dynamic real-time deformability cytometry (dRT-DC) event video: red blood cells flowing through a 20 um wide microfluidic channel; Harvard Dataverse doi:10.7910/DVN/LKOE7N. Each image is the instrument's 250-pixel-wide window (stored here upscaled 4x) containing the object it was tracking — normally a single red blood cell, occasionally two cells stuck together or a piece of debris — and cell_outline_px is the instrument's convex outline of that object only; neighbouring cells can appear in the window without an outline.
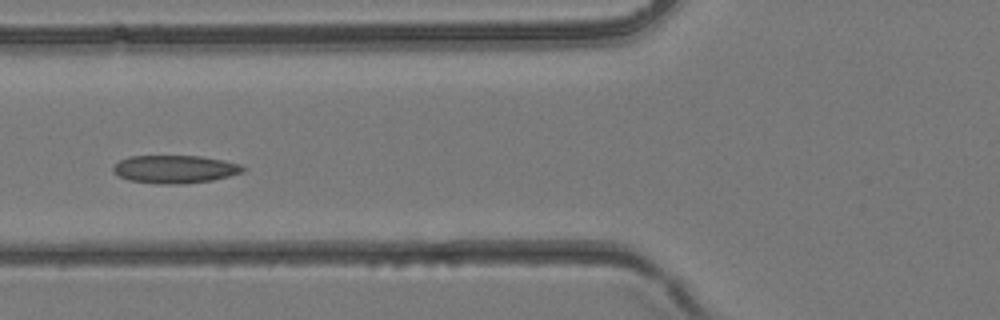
{"species": "common noctule bat (a hibernating species)", "species_latin": "Nyctalus noctula", "temperature_condition": "room temperature", "stored_images_in_passage": 5, "camera_frame_rate_fps": 3000, "um_per_image_px": 0.085, "animal": {"sex": "female", "body_mass_g": 24.6, "forearm_length_mm": 56.2}, "frame": {"image": 1, "passage_image": 4, "time_ms": 1.0, "image_size_px": [1000, 320], "cell_outline_px": [[248, 168], [244, 172], [212, 180], [184, 184], [156, 184], [128, 180], [116, 176], [112, 172], [112, 168], [120, 160], [128, 156], [200, 156], [224, 160], [240, 164]], "centroid_in_image_um": [14.85, 14.39], "position_along_channel_um": 110.9, "area_um2": 21.44}}
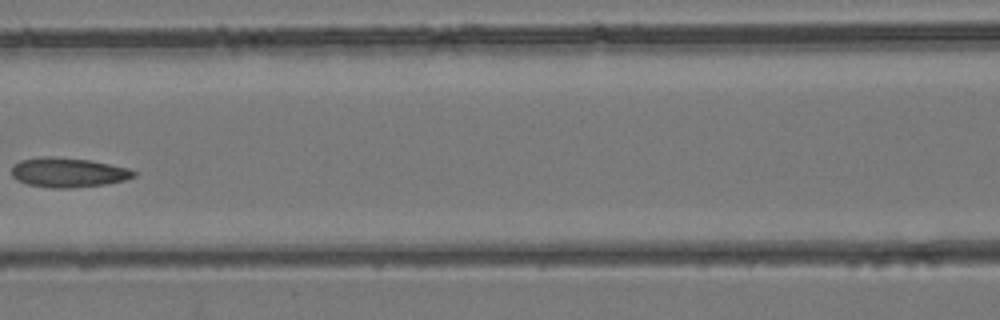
{"frame": {"image": 2, "passage_image": 5, "time_ms": 1.333, "image_size_px": [1000, 320], "cell_outline_px": [[136, 176], [124, 180], [108, 184], [72, 188], [52, 188], [28, 184], [16, 180], [12, 176], [12, 164], [20, 160], [40, 156], [48, 156], [88, 160], [128, 168], [136, 172]], "centroid_in_image_um": [5.76, 14.66], "position_along_channel_um": 160.8, "area_um2": 21.1}}